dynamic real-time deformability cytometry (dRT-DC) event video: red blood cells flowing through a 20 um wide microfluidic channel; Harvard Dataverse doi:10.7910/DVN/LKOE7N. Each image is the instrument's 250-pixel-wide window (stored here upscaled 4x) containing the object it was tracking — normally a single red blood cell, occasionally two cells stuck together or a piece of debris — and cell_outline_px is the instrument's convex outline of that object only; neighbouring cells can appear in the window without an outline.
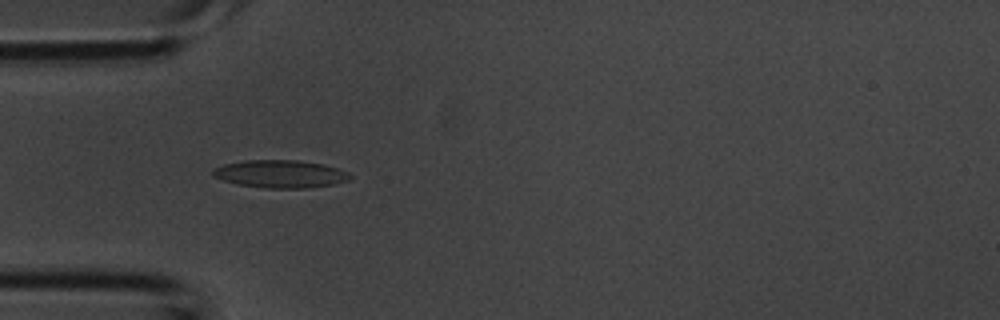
{"species": "common noctule bat (a hibernating species)", "species_latin": "Nyctalus noctula", "temperature_condition": "room temperature", "stored_images_in_passage": 3, "camera_frame_rate_fps": 3000, "um_per_image_px": 0.085, "animal": {"sex": "male", "body_mass_g": 20.1, "forearm_length_mm": 53.5}, "frame": {"image": 1, "passage_image": 2, "time_ms": 0.333, "image_size_px": [1000, 320], "cell_outline_px": [[352, 176], [348, 180], [332, 184], [308, 188], [264, 188], [236, 184], [212, 176], [212, 168], [224, 164], [244, 160], [296, 160], [324, 164], [348, 172]], "centroid_in_image_um": [23.79, 14.78], "position_along_channel_um": 61.2, "area_um2": 22.2}}
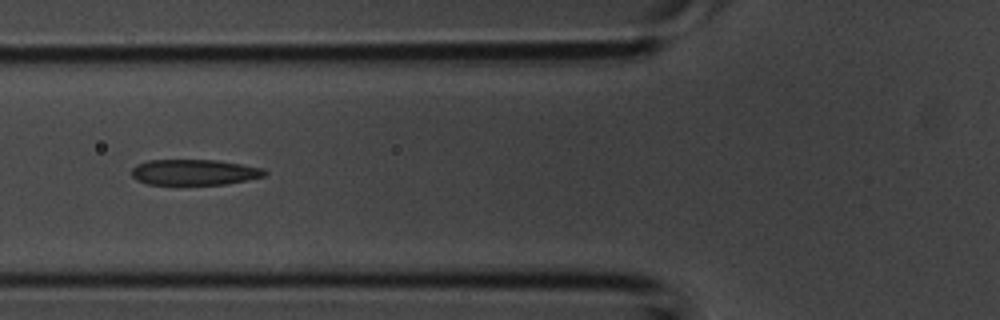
{"frame": {"image": 2, "passage_image": 3, "time_ms": 0.667, "image_size_px": [1000, 320], "cell_outline_px": [[268, 172], [264, 176], [224, 184], [148, 184], [136, 180], [132, 176], [132, 168], [136, 164], [148, 160], [216, 160], [264, 168]], "centroid_in_image_um": [16.49, 14.63], "position_along_channel_um": 109.3, "area_um2": 19.77}}